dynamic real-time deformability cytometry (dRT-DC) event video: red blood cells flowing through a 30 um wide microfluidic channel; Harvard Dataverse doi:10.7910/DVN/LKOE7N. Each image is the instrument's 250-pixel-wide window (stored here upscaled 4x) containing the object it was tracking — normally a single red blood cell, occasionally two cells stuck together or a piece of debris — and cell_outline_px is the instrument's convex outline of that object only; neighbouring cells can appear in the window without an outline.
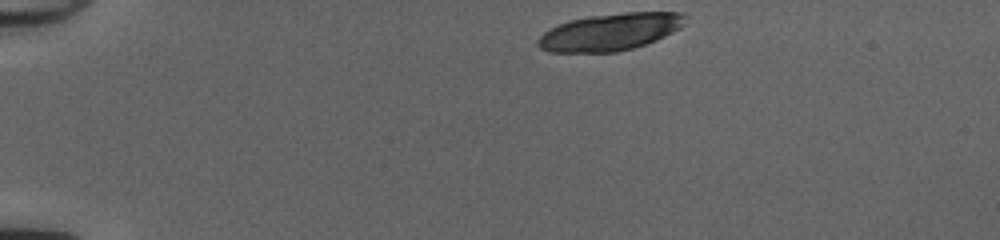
{"species": "common noctule bat (a hibernating species)", "species_latin": "Nyctalus noctula", "temperature_condition": "cold", "stored_images_in_passage": 11, "camera_frame_rate_fps": 3000, "um_per_image_px": 0.085, "animal": {"sex": "female", "body_mass_g": 20.0, "forearm_length_mm": 54.0}, "frame": {"image": 1, "passage_image": 1, "time_ms": 0.0, "image_size_px": [1000, 240], "cell_outline_px": [[684, 24], [680, 28], [656, 40], [632, 48], [616, 52], [548, 52], [540, 48], [536, 44], [536, 40], [548, 28], [568, 20], [588, 16], [624, 12], [684, 12]], "centroid_in_image_um": [51.81, 2.71], "position_along_channel_um": 33.2, "area_um2": 31.96}}